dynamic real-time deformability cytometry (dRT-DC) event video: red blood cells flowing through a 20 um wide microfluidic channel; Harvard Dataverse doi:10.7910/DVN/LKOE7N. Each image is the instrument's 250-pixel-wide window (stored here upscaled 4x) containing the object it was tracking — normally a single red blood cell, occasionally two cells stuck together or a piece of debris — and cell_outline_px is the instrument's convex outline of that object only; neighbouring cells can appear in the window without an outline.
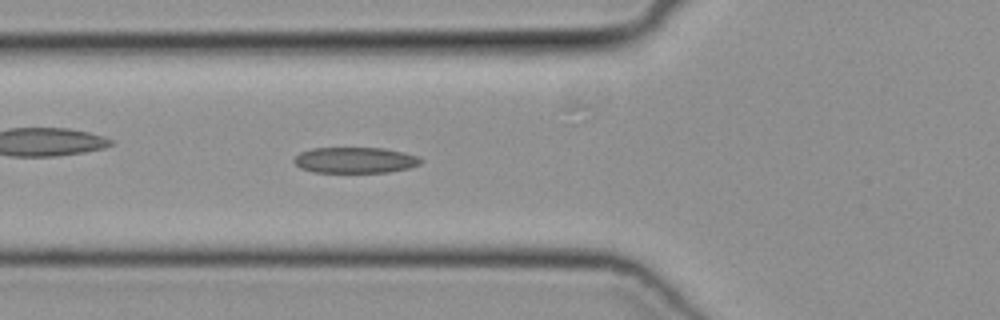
{"species": "common noctule bat (a hibernating species)", "species_latin": "Nyctalus noctula", "temperature_condition": "cold", "stored_images_in_passage": 40, "camera_frame_rate_fps": 3000, "um_per_image_px": 0.085, "animal": {"sex": "female", "body_mass_g": 19.3, "forearm_length_mm": 54.1}, "frame": {"image": 1, "passage_image": 10, "time_ms": 3.0, "image_size_px": [1000, 320], "cell_outline_px": [[424, 160], [420, 164], [408, 168], [388, 172], [316, 172], [300, 168], [292, 160], [300, 152], [312, 148], [384, 148], [404, 152], [420, 156]], "centroid_in_image_um": [30.21, 13.6], "position_along_channel_um": 95.6, "area_um2": 19.19}}
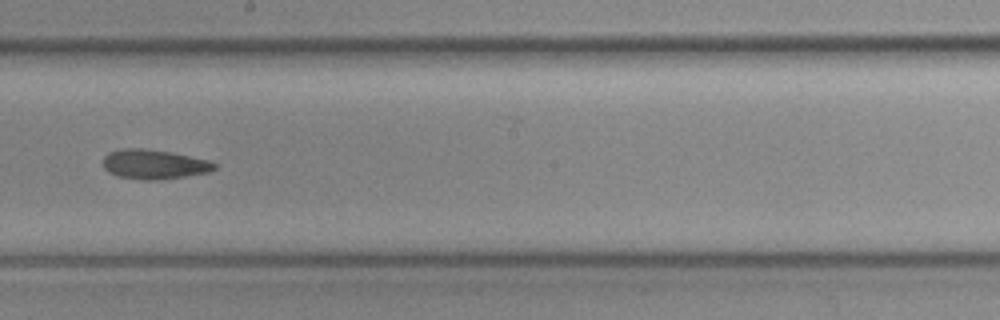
{"frame": {"image": 2, "passage_image": 20, "time_ms": 6.333, "image_size_px": [1000, 320], "cell_outline_px": [[216, 168], [208, 172], [184, 176], [156, 180], [140, 180], [116, 176], [108, 172], [104, 168], [104, 156], [108, 152], [120, 148], [144, 148], [168, 152], [208, 160], [216, 164]], "centroid_in_image_um": [13.03, 13.97], "position_along_channel_um": 235.2, "area_um2": 19.07}}
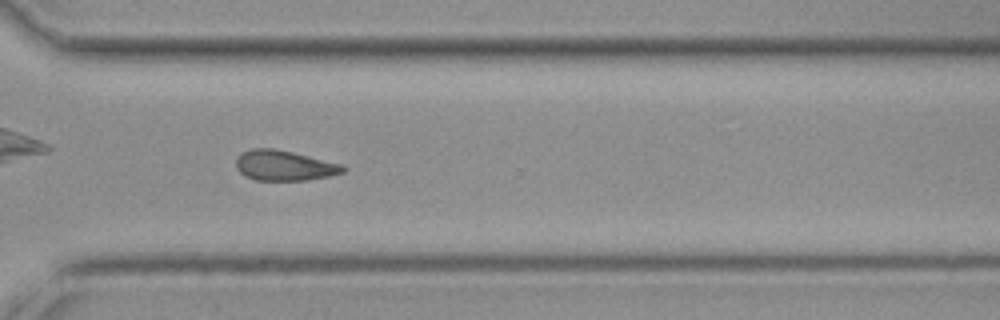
{"frame": {"image": 3, "passage_image": 28, "time_ms": 9.0, "image_size_px": [1000, 320], "cell_outline_px": [[348, 168], [344, 172], [328, 176], [308, 180], [256, 180], [244, 176], [236, 168], [236, 160], [244, 152], [252, 148], [272, 148], [292, 152], [344, 164]], "centroid_in_image_um": [24.2, 14.07], "position_along_channel_um": 346.4, "area_um2": 18.84}}